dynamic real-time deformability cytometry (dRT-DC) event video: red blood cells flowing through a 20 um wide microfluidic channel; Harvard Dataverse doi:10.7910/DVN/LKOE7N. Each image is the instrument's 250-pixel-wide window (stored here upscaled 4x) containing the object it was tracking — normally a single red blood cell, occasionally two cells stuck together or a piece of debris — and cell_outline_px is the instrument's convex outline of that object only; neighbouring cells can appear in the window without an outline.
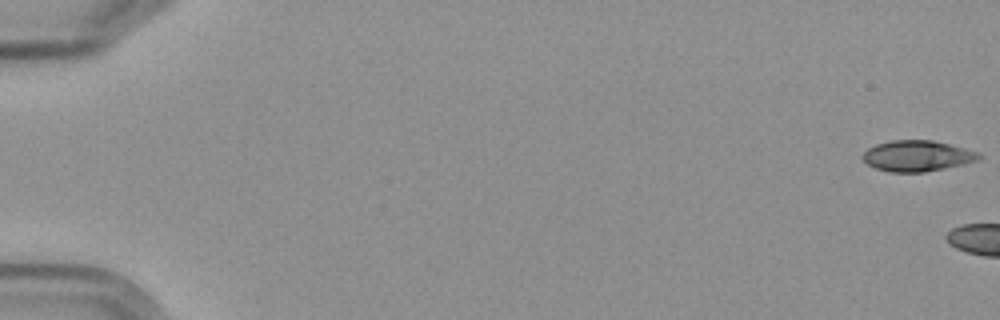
{"species": "Egyptian fruit bat (a non-hibernating species)", "species_latin": "Rousettus aegyptiacus", "temperature_condition": "cold", "stored_images_in_passage": 3, "camera_frame_rate_fps": 3000, "um_per_image_px": 0.085, "frame": {"image": 1, "passage_image": 1, "time_ms": 0.0, "image_size_px": [1000, 320], "cell_outline_px": [[984, 156], [976, 160], [964, 164], [924, 172], [888, 172], [876, 168], [868, 164], [860, 156], [868, 148], [876, 144], [892, 140], [932, 140], [980, 152]], "centroid_in_image_um": [77.96, 13.25], "position_along_channel_um": 7.0, "area_um2": 20.87}}